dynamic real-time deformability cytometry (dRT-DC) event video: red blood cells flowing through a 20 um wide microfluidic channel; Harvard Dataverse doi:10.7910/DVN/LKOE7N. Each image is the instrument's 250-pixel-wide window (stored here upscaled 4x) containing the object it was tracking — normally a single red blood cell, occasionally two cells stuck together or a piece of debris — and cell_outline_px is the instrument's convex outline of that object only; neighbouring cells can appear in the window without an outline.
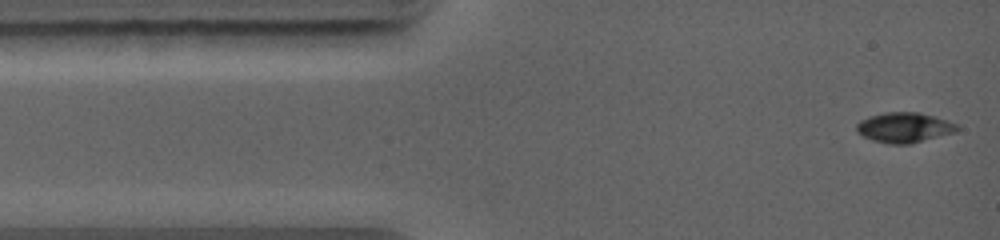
{"species": "common noctule bat (a hibernating species)", "species_latin": "Nyctalus noctula", "temperature_condition": "warm", "stored_images_in_passage": 3, "camera_frame_rate_fps": 5000, "um_per_image_px": 0.085, "animal": {"sex": "female", "body_mass_g": 19.0, "forearm_length_mm": 56.7}, "frame": {"image": 1, "passage_image": 1, "time_ms": 0.0, "image_size_px": [1000, 240], "cell_outline_px": [[960, 128], [956, 132], [912, 144], [888, 144], [872, 140], [856, 132], [856, 124], [860, 120], [868, 116], [884, 112], [920, 112], [936, 116], [956, 124]], "centroid_in_image_um": [76.86, 10.84], "position_along_channel_um": 8.1, "area_um2": 17.92}}
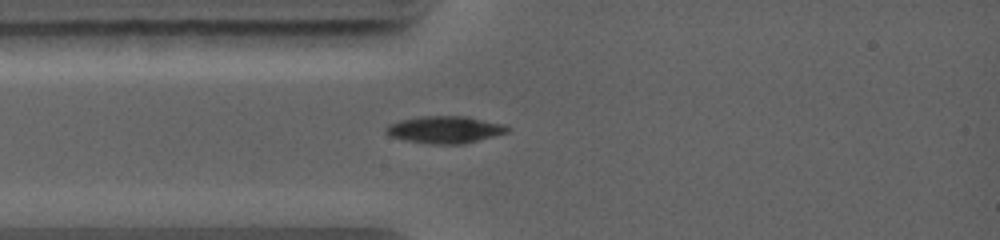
{"frame": {"image": 2, "passage_image": 3, "time_ms": 2.2, "image_size_px": [1000, 240], "cell_outline_px": [[512, 128], [508, 132], [464, 144], [432, 144], [404, 140], [392, 136], [384, 132], [384, 128], [388, 124], [400, 120], [420, 116], [464, 116], [504, 124]], "centroid_in_image_um": [37.81, 11.02], "position_along_channel_um": 47.2, "area_um2": 19.25}}